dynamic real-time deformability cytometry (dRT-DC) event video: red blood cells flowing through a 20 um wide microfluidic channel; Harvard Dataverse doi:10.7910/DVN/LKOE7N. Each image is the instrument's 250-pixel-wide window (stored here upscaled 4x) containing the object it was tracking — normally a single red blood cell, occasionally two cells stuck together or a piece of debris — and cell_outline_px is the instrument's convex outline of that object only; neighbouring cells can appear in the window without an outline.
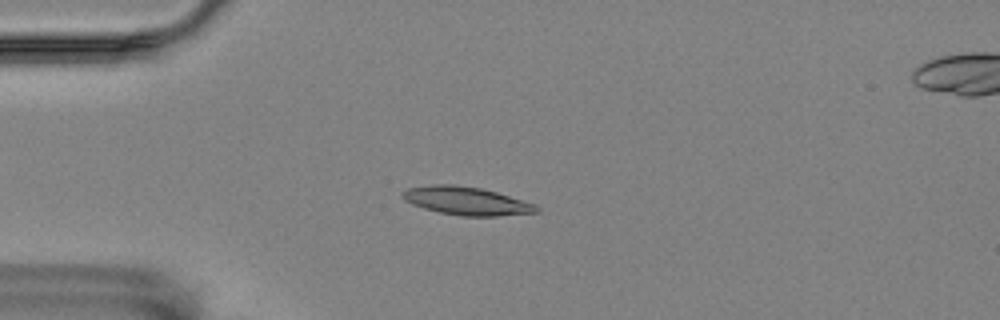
{"species": "Egyptian fruit bat (a non-hibernating species)", "species_latin": "Rousettus aegyptiacus", "temperature_condition": "room temperature", "stored_images_in_passage": 56, "camera_frame_rate_fps": 3000, "um_per_image_px": 0.085, "animal": {"sex": "female"}, "frame": {"image": 1, "passage_image": 14, "time_ms": 4.333, "image_size_px": [1000, 320], "cell_outline_px": [[540, 212], [500, 216], [460, 216], [440, 212], [424, 208], [412, 204], [404, 200], [400, 196], [400, 192], [408, 188], [432, 184], [452, 184], [480, 188], [496, 192], [536, 204], [540, 208]], "centroid_in_image_um": [39.64, 17.08], "position_along_channel_um": 45.4, "area_um2": 22.14}}
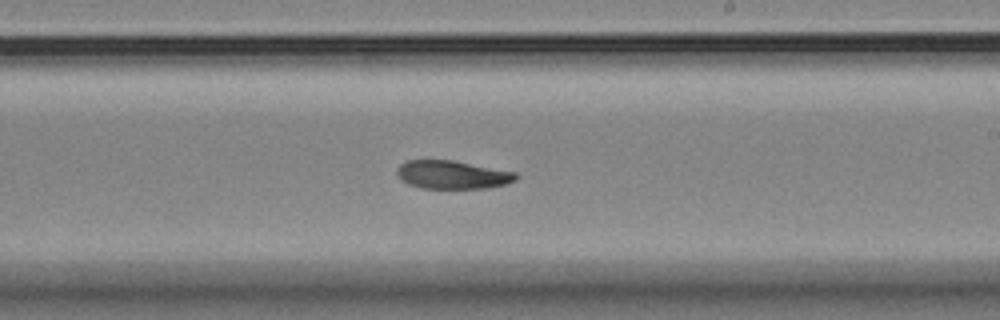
{"frame": {"image": 2, "passage_image": 33, "time_ms": 10.667, "image_size_px": [1000, 320], "cell_outline_px": [[520, 176], [516, 180], [508, 184], [488, 188], [420, 188], [408, 184], [400, 180], [396, 172], [396, 168], [400, 164], [408, 160], [452, 160], [516, 172]], "centroid_in_image_um": [38.46, 14.86], "position_along_channel_um": 250.5, "area_um2": 19.83}}
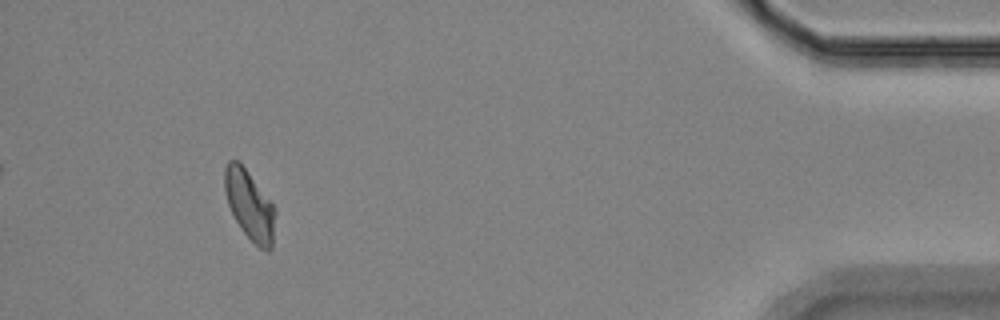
{"frame": {"image": 3, "passage_image": 52, "time_ms": 17.0, "image_size_px": [1000, 320], "cell_outline_px": [[276, 212], [272, 248], [268, 252], [260, 248], [240, 228], [228, 204], [224, 188], [224, 168], [228, 160], [236, 160], [244, 168], [276, 208]], "centroid_in_image_um": [21.22, 17.46], "position_along_channel_um": 414.0, "area_um2": 20.17}}